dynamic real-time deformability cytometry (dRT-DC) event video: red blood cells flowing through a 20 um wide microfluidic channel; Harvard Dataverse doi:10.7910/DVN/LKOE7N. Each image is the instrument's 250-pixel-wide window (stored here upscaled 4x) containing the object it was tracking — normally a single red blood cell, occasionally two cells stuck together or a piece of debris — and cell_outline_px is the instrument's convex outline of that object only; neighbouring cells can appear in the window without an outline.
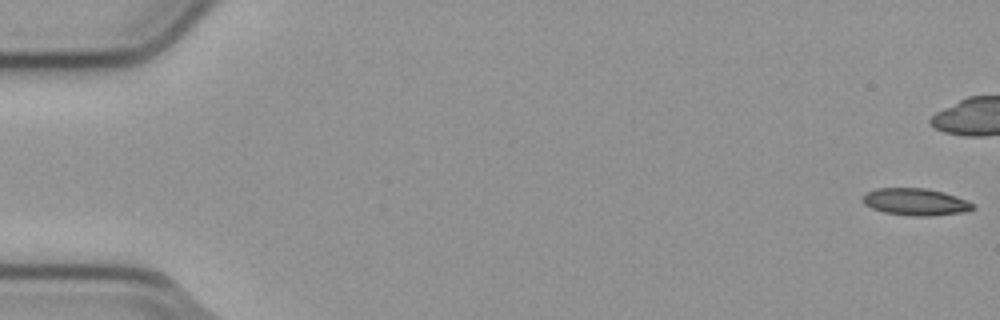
{"species": "common noctule bat (a hibernating species)", "species_latin": "Nyctalus noctula", "temperature_condition": "cold", "stored_images_in_passage": 18, "camera_frame_rate_fps": 3000, "um_per_image_px": 0.085, "animal": {"sex": "male", "body_mass_g": 23.1, "forearm_length_mm": 52.7}, "frame": {"image": 1, "passage_image": 1, "time_ms": 0.0, "image_size_px": [1000, 320], "cell_outline_px": [[976, 208], [964, 212], [932, 216], [912, 216], [884, 212], [872, 208], [864, 204], [860, 200], [860, 196], [876, 188], [924, 188], [944, 192], [956, 196], [976, 204]], "centroid_in_image_um": [77.82, 17.16], "position_along_channel_um": 7.2, "area_um2": 17.57}}